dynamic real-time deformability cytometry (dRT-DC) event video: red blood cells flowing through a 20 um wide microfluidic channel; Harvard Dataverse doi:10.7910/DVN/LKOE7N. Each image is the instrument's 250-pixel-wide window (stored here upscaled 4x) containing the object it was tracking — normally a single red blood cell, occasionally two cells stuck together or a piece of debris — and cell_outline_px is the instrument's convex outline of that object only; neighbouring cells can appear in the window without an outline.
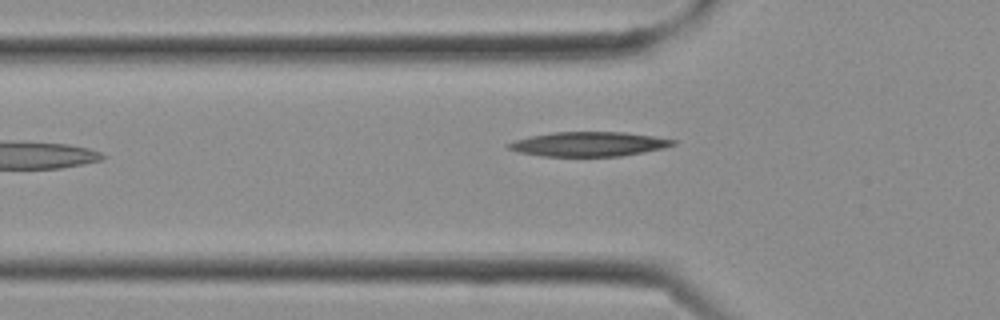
{"species": "Egyptian fruit bat (a non-hibernating species)", "species_latin": "Rousettus aegyptiacus", "temperature_condition": "cold", "stored_images_in_passage": 11, "camera_frame_rate_fps": 3000, "um_per_image_px": 0.085, "frame": {"image": 1, "passage_image": 11, "time_ms": 3.333, "image_size_px": [1000, 320], "cell_outline_px": [[680, 140], [676, 144], [664, 148], [644, 152], [620, 156], [540, 156], [516, 152], [508, 148], [504, 144], [528, 136], [552, 132], [624, 132]], "centroid_in_image_um": [50.03, 12.24], "position_along_channel_um": 75.8, "area_um2": 23.7}}